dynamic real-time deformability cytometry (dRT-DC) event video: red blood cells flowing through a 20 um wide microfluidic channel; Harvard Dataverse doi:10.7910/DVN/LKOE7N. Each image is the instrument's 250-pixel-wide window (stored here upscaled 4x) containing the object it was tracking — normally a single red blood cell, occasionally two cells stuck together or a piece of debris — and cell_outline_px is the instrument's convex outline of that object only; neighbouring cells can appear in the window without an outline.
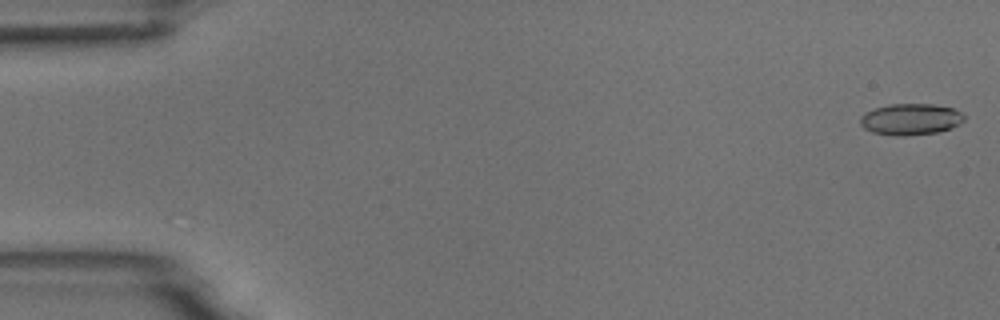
{"species": "common noctule bat (a hibernating species)", "species_latin": "Nyctalus noctula", "temperature_condition": "room temperature", "stored_images_in_passage": 54, "camera_frame_rate_fps": 3000, "um_per_image_px": 0.085, "animal": {"sex": "male", "body_mass_g": 18.8}, "frame": {"image": 1, "passage_image": 1, "time_ms": 0.0, "image_size_px": [1000, 320], "cell_outline_px": [[964, 120], [960, 124], [940, 132], [904, 136], [892, 136], [872, 132], [864, 128], [860, 124], [860, 116], [864, 112], [888, 104], [932, 104], [952, 108], [960, 112], [964, 116]], "centroid_in_image_um": [77.38, 10.15], "position_along_channel_um": 7.6, "area_um2": 19.13}}
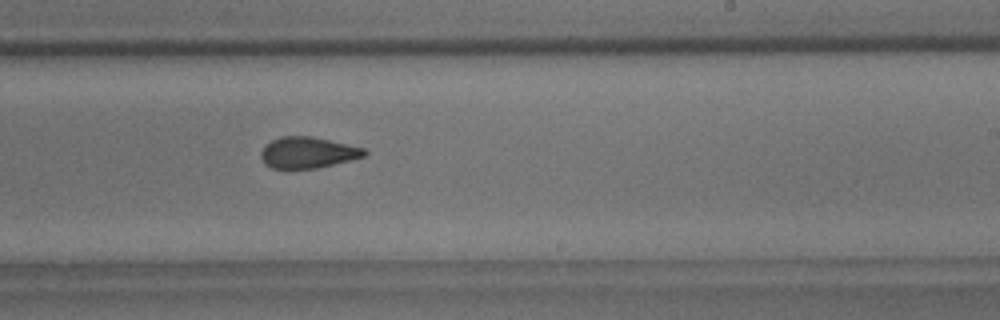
{"frame": {"image": 2, "passage_image": 33, "time_ms": 10.667, "image_size_px": [1000, 320], "cell_outline_px": [[368, 152], [364, 156], [316, 168], [272, 168], [264, 164], [260, 156], [260, 152], [264, 144], [280, 136], [312, 136], [364, 148]], "centroid_in_image_um": [26.1, 12.95], "position_along_channel_um": 262.9, "area_um2": 18.67}}
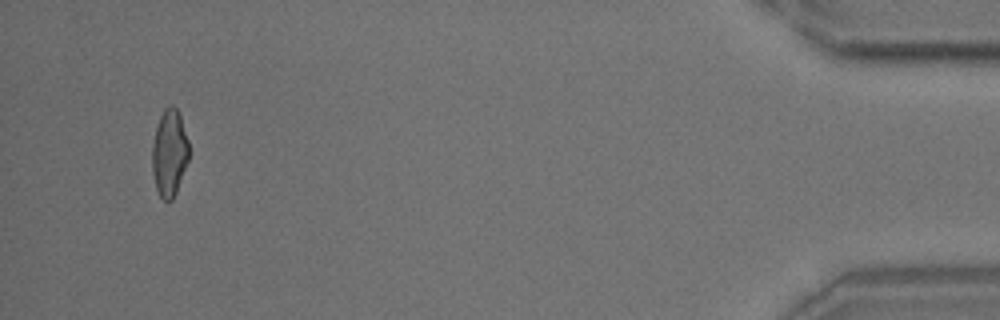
{"frame": {"image": 3, "passage_image": 52, "time_ms": 17.0, "image_size_px": [1000, 320], "cell_outline_px": [[188, 160], [176, 192], [172, 200], [164, 200], [160, 196], [156, 188], [152, 172], [152, 144], [156, 128], [160, 116], [164, 108], [172, 104], [176, 108], [180, 116], [188, 140]], "centroid_in_image_um": [14.38, 12.99], "position_along_channel_um": 420.8, "area_um2": 18.44}, "authors_computed_cell_mechanics": {"area_um2": 19.2474, "velocity_mm_per_s": 3.7117, "shape_relaxation_time_tau1_ms": null, "shape_relaxation_time_tau2_ms": 1.9871, "deformation_change_tau1": null, "deformation_change_tau2": 0.0841}}